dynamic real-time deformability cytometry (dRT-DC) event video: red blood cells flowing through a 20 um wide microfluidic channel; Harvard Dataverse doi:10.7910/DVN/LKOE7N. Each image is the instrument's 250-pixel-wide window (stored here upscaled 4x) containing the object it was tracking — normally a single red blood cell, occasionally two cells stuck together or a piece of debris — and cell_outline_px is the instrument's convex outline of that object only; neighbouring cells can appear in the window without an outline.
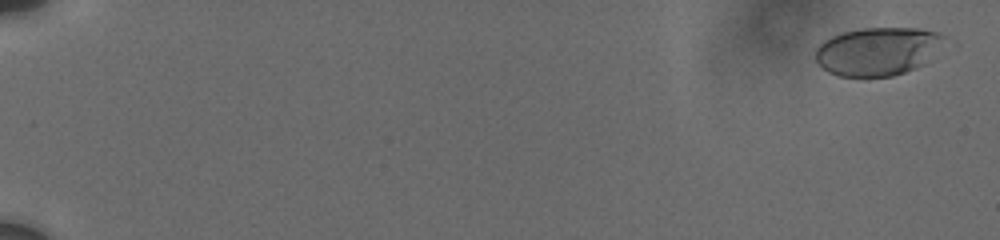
{"species": "human", "species_latin": "Homo sapiens", "temperature_condition": "cold", "stored_images_in_passage": 12, "camera_frame_rate_fps": 3000, "um_per_image_px": 0.085, "donor": {"sex": "male"}, "frame": {"image": 1, "passage_image": 1, "time_ms": 0.0, "image_size_px": [1000, 240], "cell_outline_px": [[948, 40], [924, 64], [916, 68], [892, 76], [840, 76], [828, 72], [816, 60], [816, 48], [824, 40], [832, 36], [844, 32], [864, 28], [920, 28], [940, 32], [948, 36]], "centroid_in_image_um": [74.67, 4.34], "position_along_channel_um": 10.3, "area_um2": 36.36}}
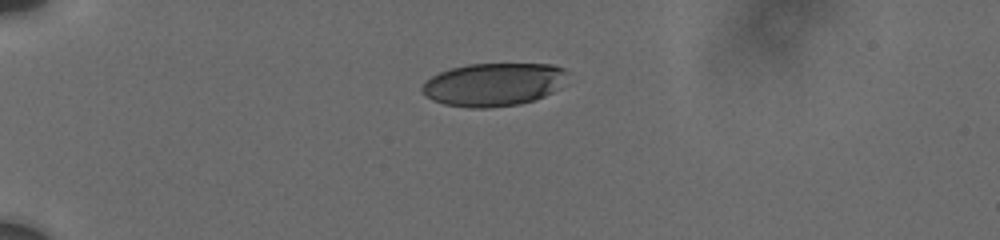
{"frame": {"image": 2, "passage_image": 8, "time_ms": 5.0, "image_size_px": [1000, 240], "cell_outline_px": [[568, 72], [552, 92], [544, 96], [520, 104], [488, 108], [468, 108], [444, 104], [432, 100], [420, 88], [432, 76], [440, 72], [452, 68], [468, 64], [552, 64], [564, 68]], "centroid_in_image_um": [41.92, 7.18], "position_along_channel_um": 43.1, "area_um2": 36.07}}
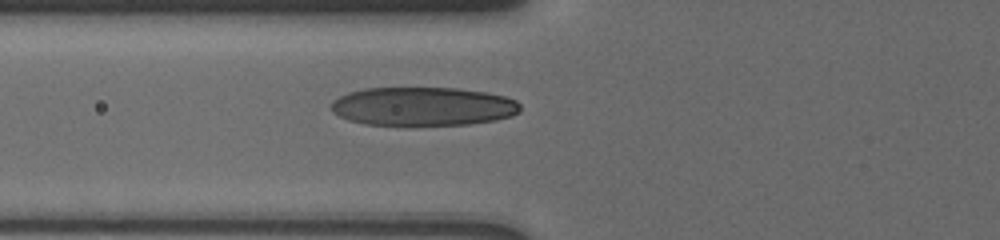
{"frame": {"image": 3, "passage_image": 12, "time_ms": 7.667, "image_size_px": [1000, 240], "cell_outline_px": [[520, 112], [512, 116], [496, 120], [468, 124], [364, 124], [348, 120], [332, 112], [332, 100], [348, 92], [364, 88], [456, 88], [484, 92], [504, 96], [516, 100], [520, 104]], "centroid_in_image_um": [35.96, 9.03], "position_along_channel_um": 89.8, "area_um2": 42.37}}